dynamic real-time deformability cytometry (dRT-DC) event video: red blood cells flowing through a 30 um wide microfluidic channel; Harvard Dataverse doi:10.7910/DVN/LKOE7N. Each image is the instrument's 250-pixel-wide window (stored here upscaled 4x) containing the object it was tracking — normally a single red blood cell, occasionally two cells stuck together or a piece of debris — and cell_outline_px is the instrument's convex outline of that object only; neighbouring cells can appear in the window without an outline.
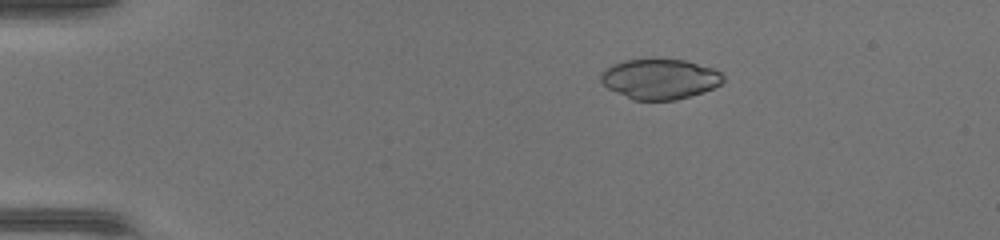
{"species": "common noctule bat (a hibernating species)", "species_latin": "Nyctalus noctula", "temperature_condition": "warm", "stored_images_in_passage": 39, "camera_frame_rate_fps": 3000, "um_per_image_px": 0.085, "animal": {"sex": "female", "body_mass_g": 17.0, "forearm_length_mm": 48.0}, "frame": {"image": 1, "passage_image": 1, "time_ms": 0.0, "image_size_px": [1000, 240], "cell_outline_px": [[724, 80], [720, 84], [704, 92], [676, 100], [632, 100], [608, 88], [600, 80], [600, 72], [612, 64], [624, 60], [652, 56], [684, 60], [712, 68], [720, 72], [724, 76]], "centroid_in_image_um": [56.05, 6.68], "position_along_channel_um": 28.9, "area_um2": 29.36}}
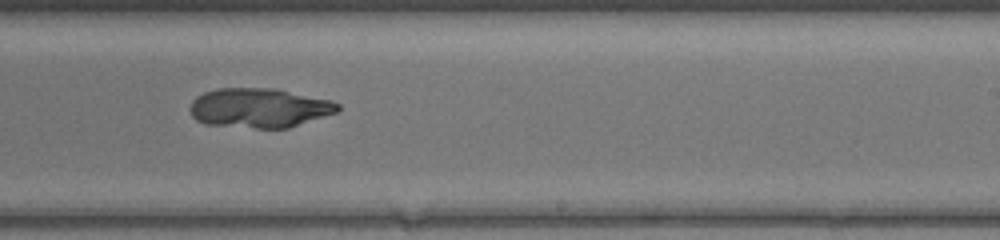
{"frame": {"image": 2, "passage_image": 22, "time_ms": 7.0, "image_size_px": [1000, 240], "cell_outline_px": [[340, 108], [336, 112], [288, 128], [256, 128], [204, 124], [196, 120], [192, 116], [188, 108], [192, 100], [196, 96], [204, 92], [216, 88], [276, 88], [332, 100], [340, 104]], "centroid_in_image_um": [22.0, 9.16], "position_along_channel_um": 267.0, "area_um2": 34.28}}
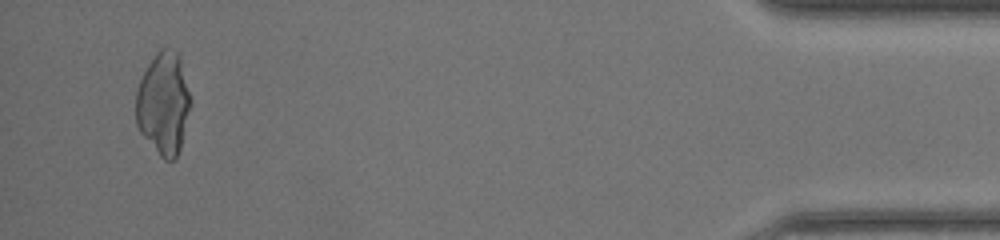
{"frame": {"image": 3, "passage_image": 37, "time_ms": 12.0, "image_size_px": [1000, 240], "cell_outline_px": [[192, 104], [180, 148], [176, 156], [172, 160], [164, 160], [160, 156], [140, 132], [136, 124], [136, 92], [140, 80], [148, 64], [156, 52], [160, 48], [172, 48], [180, 56], [192, 100]], "centroid_in_image_um": [13.92, 8.77], "position_along_channel_um": 421.3, "area_um2": 32.83}}